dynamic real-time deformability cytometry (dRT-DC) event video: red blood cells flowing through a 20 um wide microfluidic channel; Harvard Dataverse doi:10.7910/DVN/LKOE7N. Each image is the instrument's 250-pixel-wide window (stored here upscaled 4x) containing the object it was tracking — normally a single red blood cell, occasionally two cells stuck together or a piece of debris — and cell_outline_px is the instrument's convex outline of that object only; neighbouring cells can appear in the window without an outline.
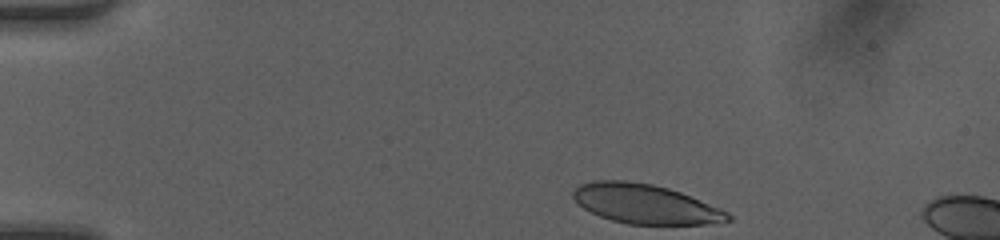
{"species": "human", "species_latin": "Homo sapiens", "temperature_condition": "room temperature", "stored_images_in_passage": 8, "camera_frame_rate_fps": 3000, "um_per_image_px": 0.085, "donor": {"sex": "female"}, "frame": {"image": 1, "passage_image": 1, "time_ms": 0.0, "image_size_px": [1000, 240], "cell_outline_px": [[732, 220], [704, 224], [628, 224], [612, 220], [600, 216], [584, 208], [572, 196], [572, 192], [580, 184], [592, 180], [624, 180], [652, 184], [668, 188], [680, 192], [720, 208], [728, 212], [732, 216]], "centroid_in_image_um": [54.85, 17.33], "position_along_channel_um": 30.2, "area_um2": 35.32}}